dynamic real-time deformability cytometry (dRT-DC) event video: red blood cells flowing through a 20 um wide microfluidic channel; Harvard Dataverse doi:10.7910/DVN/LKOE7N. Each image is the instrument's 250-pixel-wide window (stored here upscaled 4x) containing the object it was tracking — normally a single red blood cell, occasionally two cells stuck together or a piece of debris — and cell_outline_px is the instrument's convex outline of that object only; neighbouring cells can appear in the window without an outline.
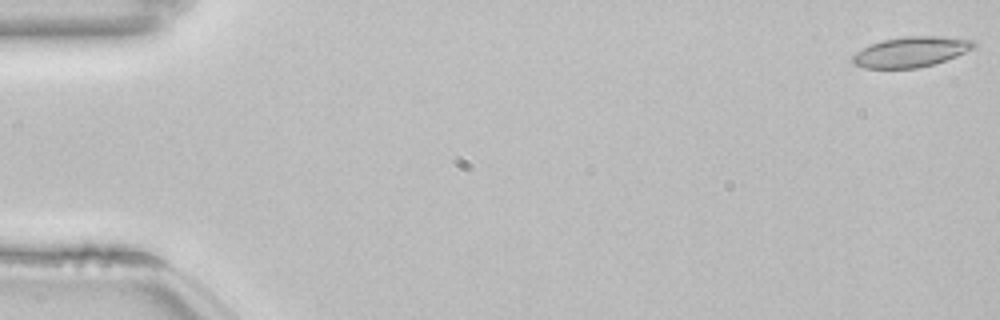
{"species": "common noctule bat (a hibernating species)", "species_latin": "Nyctalus noctula", "temperature_condition": "room temperature", "stored_images_in_passage": 54, "camera_frame_rate_fps": 3000, "um_per_image_px": 0.085, "animal": {"sex": "female", "body_mass_g": 22.7, "forearm_length_mm": 54.2}, "frame": {"image": 1, "passage_image": 1, "time_ms": 0.0, "image_size_px": [1000, 320], "cell_outline_px": [[976, 44], [972, 48], [956, 56], [936, 64], [916, 68], [864, 68], [852, 64], [852, 56], [856, 52], [872, 44], [884, 40], [904, 36], [940, 36], [972, 40]], "centroid_in_image_um": [77.41, 4.42], "position_along_channel_um": 7.6, "area_um2": 21.21}}
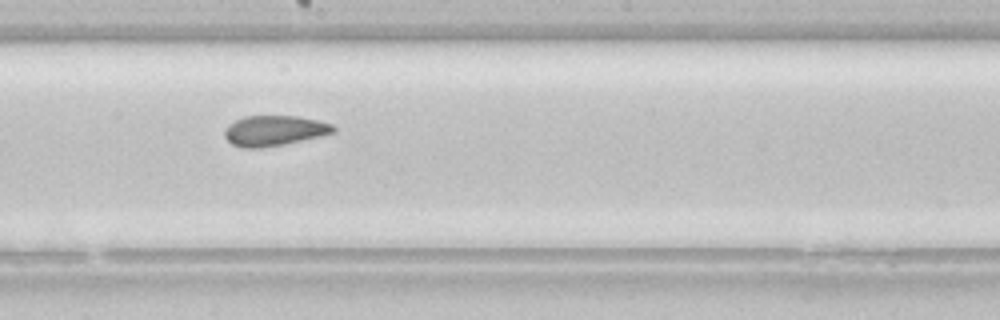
{"frame": {"image": 2, "passage_image": 30, "time_ms": 9.667, "image_size_px": [1000, 320], "cell_outline_px": [[336, 132], [320, 136], [284, 144], [260, 148], [244, 148], [232, 144], [224, 136], [224, 132], [228, 124], [244, 116], [296, 116], [320, 120], [332, 124], [336, 128]], "centroid_in_image_um": [23.32, 11.1], "position_along_channel_um": 224.9, "area_um2": 19.25}}
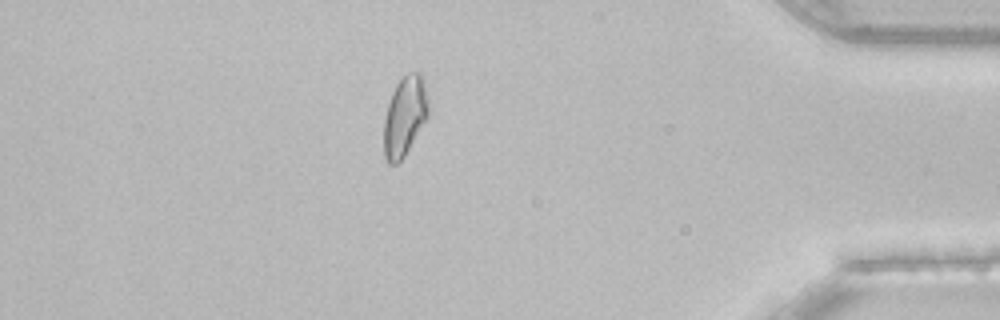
{"frame": {"image": 3, "passage_image": 47, "time_ms": 15.333, "image_size_px": [1000, 320], "cell_outline_px": [[428, 116], [404, 156], [396, 164], [388, 164], [384, 156], [384, 120], [388, 104], [392, 92], [396, 84], [408, 72], [420, 72], [424, 76], [428, 100]], "centroid_in_image_um": [34.41, 9.84], "position_along_channel_um": 400.8, "area_um2": 20.63}, "authors_computed_cell_mechanics": {"area_um2": 20.7502, "velocity_mm_per_s": 3.8371, "shape_relaxation_time_tau1_ms": null, "shape_relaxation_time_tau2_ms": 2.6809, "deformation_change_tau1": null, "deformation_change_tau2": 0.0657}}